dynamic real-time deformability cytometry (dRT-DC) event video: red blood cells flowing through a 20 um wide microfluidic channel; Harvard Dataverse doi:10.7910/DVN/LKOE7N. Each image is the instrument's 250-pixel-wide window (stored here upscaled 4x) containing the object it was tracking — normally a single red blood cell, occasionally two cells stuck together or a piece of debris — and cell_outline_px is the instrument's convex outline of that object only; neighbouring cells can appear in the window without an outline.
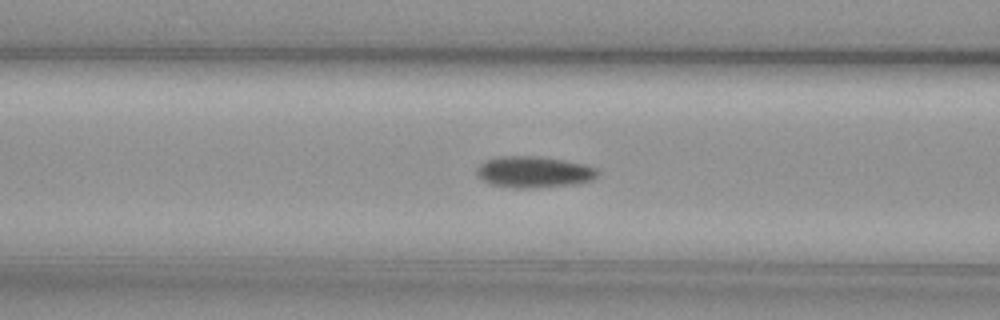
{"species": "common noctule bat (a hibernating species)", "species_latin": "Nyctalus noctula", "temperature_condition": "cold", "stored_images_in_passage": 32, "camera_frame_rate_fps": 3000, "um_per_image_px": 0.085, "animal": {"sex": "female", "body_mass_g": 29.2, "forearm_length_mm": 56.3}, "frame": {"image": 1, "passage_image": 7, "time_ms": 2.0, "image_size_px": [1000, 320], "cell_outline_px": [[600, 172], [592, 180], [576, 184], [536, 188], [512, 188], [492, 184], [480, 180], [476, 176], [476, 168], [480, 164], [488, 160], [500, 156], [532, 156], [564, 160], [584, 164], [596, 168]], "centroid_in_image_um": [45.36, 14.63], "position_along_channel_um": 121.2, "area_um2": 22.2}}
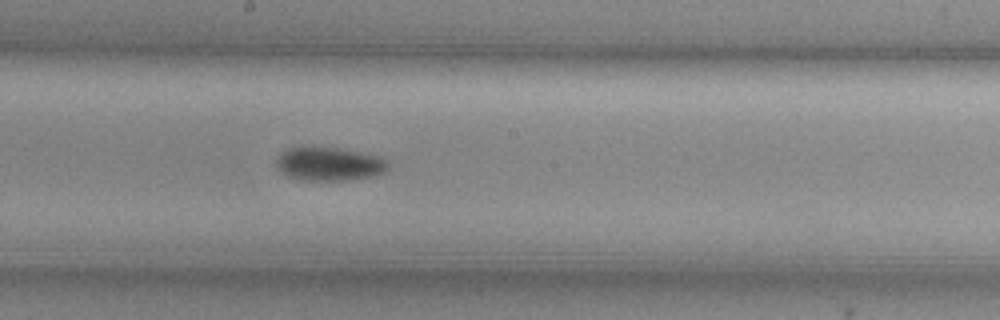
{"frame": {"image": 2, "passage_image": 15, "time_ms": 4.667, "image_size_px": [1000, 320], "cell_outline_px": [[388, 172], [376, 176], [352, 180], [300, 180], [288, 176], [280, 172], [276, 168], [276, 160], [284, 152], [292, 148], [336, 148], [376, 156], [384, 160], [388, 164]], "centroid_in_image_um": [28.0, 13.98], "position_along_channel_um": 220.2, "area_um2": 21.5}}
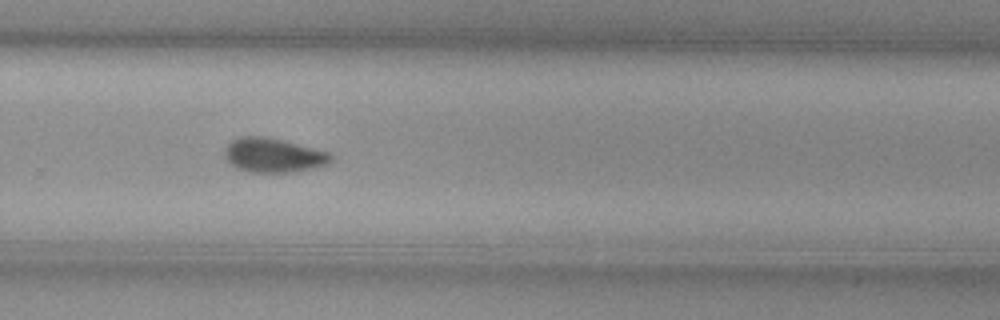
{"frame": {"image": 3, "passage_image": 22, "time_ms": 7.0, "image_size_px": [1000, 320], "cell_outline_px": [[332, 160], [328, 164], [316, 168], [292, 172], [248, 172], [236, 168], [224, 156], [224, 148], [232, 140], [240, 136], [264, 136], [328, 152], [332, 156]], "centroid_in_image_um": [23.21, 13.21], "position_along_channel_um": 306.6, "area_um2": 21.1}, "authors_computed_cell_mechanics": {"area_um2": 21.3571, "velocity_mm_per_s": 3.7209, "shape_relaxation_time_tau1_ms": 4.4478, "shape_relaxation_time_tau2_ms": null, "deformation_change_tau1": 0.1149, "deformation_change_tau2": null}}